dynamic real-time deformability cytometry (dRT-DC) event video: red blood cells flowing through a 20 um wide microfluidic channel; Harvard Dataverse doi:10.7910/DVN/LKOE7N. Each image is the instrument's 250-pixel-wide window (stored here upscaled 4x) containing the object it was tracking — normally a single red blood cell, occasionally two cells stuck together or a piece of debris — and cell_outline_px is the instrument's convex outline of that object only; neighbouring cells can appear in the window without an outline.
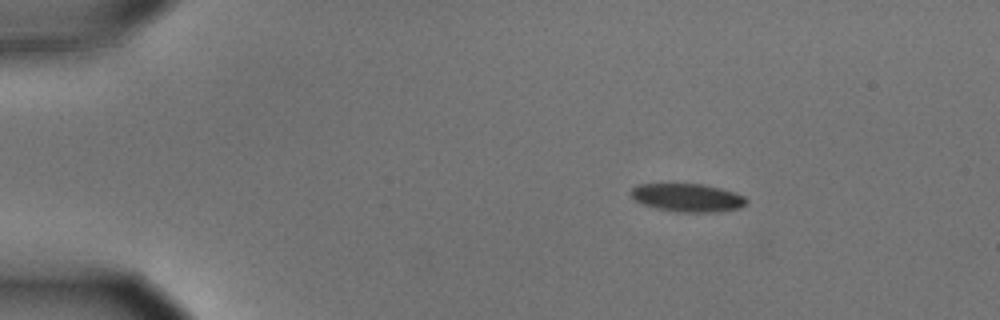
{"species": "common noctule bat (a hibernating species)", "species_latin": "Nyctalus noctula", "temperature_condition": "cold", "stored_images_in_passage": 3, "camera_frame_rate_fps": 3000, "um_per_image_px": 0.085, "animal": {"sex": "male", "body_mass_g": 15.6}, "frame": {"image": 1, "passage_image": 1, "time_ms": 0.0, "image_size_px": [1000, 320], "cell_outline_px": [[748, 200], [740, 208], [716, 212], [676, 212], [656, 208], [644, 204], [636, 200], [628, 192], [636, 184], [704, 184], [736, 192], [744, 196]], "centroid_in_image_um": [58.44, 16.8], "position_along_channel_um": 26.6, "area_um2": 19.02}}